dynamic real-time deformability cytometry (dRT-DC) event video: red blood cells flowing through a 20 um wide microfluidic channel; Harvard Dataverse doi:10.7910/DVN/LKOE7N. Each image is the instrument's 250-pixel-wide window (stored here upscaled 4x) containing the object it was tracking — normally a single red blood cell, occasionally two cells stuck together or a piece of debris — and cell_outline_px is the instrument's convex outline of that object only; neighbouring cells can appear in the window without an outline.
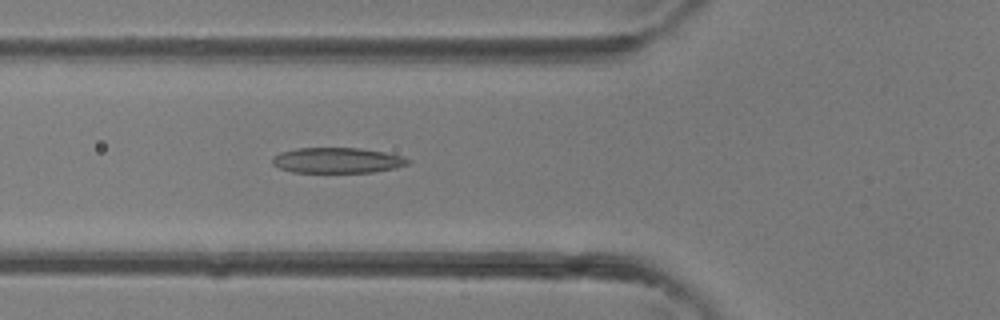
{"species": "common noctule bat (a hibernating species)", "species_latin": "Nyctalus noctula", "temperature_condition": "room temperature", "stored_images_in_passage": 32, "camera_frame_rate_fps": 3000, "um_per_image_px": 0.085, "animal": {"sex": "female"}, "frame": {"image": 1, "passage_image": 11, "time_ms": 3.333, "image_size_px": [1000, 320], "cell_outline_px": [[412, 160], [408, 164], [396, 168], [372, 172], [292, 172], [280, 168], [272, 164], [272, 156], [280, 152], [296, 148], [360, 148], [384, 152], [400, 156]], "centroid_in_image_um": [28.64, 13.63], "position_along_channel_um": 97.2, "area_um2": 20.11}}
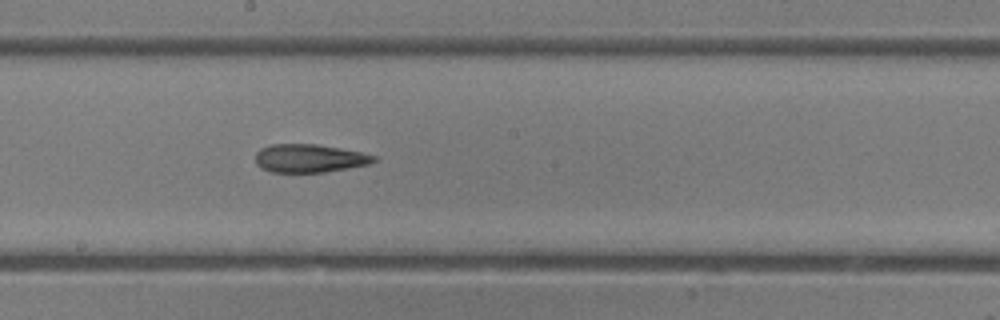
{"frame": {"image": 2, "passage_image": 18, "time_ms": 5.667, "image_size_px": [1000, 320], "cell_outline_px": [[376, 160], [368, 164], [348, 168], [324, 172], [272, 172], [260, 168], [256, 164], [256, 152], [260, 148], [272, 144], [316, 144], [340, 148], [360, 152], [376, 156]], "centroid_in_image_um": [26.26, 13.45], "position_along_channel_um": 221.9, "area_um2": 19.42}}
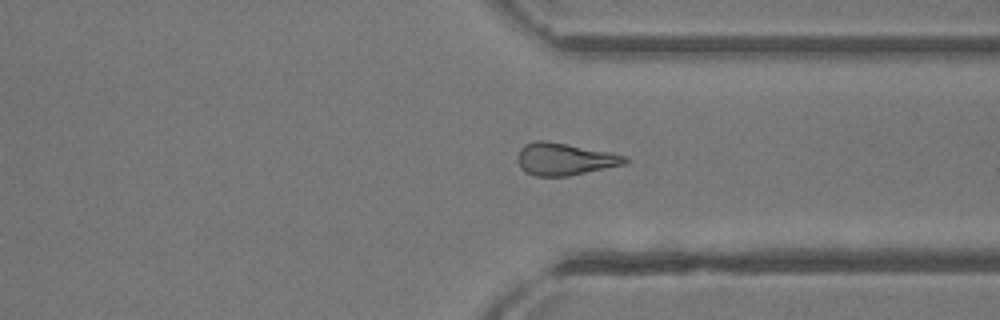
{"frame": {"image": 3, "passage_image": 26, "time_ms": 8.333, "image_size_px": [1000, 320], "cell_outline_px": [[628, 160], [624, 164], [568, 176], [536, 176], [524, 172], [520, 168], [520, 148], [524, 144], [536, 140], [544, 140], [568, 144], [612, 152], [628, 156]], "centroid_in_image_um": [48.01, 13.51], "position_along_channel_um": 363.4, "area_um2": 20.06}}